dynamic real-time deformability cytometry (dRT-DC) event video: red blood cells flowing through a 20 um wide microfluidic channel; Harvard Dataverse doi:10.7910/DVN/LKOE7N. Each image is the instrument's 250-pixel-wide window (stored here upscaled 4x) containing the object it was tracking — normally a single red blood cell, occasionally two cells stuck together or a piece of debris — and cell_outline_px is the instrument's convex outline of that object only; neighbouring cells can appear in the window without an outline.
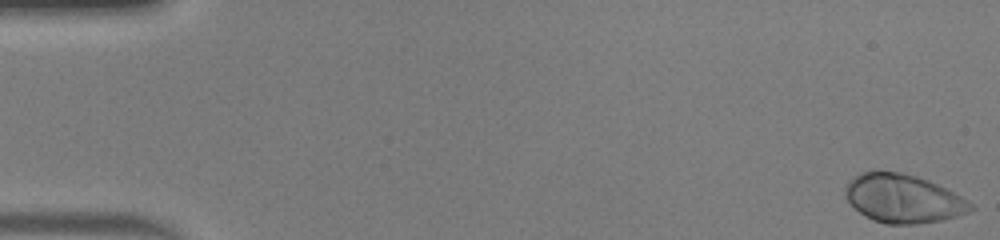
{"species": "human", "species_latin": "Homo sapiens", "temperature_condition": "warm", "stored_images_in_passage": 48, "camera_frame_rate_fps": 3000, "um_per_image_px": 0.085, "donor": {"sex": "male"}, "frame": {"image": 1, "passage_image": 1, "time_ms": 0.0, "image_size_px": [1000, 240], "cell_outline_px": [[976, 208], [968, 212], [956, 216], [940, 220], [916, 224], [884, 224], [864, 216], [844, 196], [844, 188], [860, 172], [872, 168], [900, 172], [916, 176], [928, 180], [960, 196], [972, 204]], "centroid_in_image_um": [76.72, 16.85], "position_along_channel_um": 8.3, "area_um2": 35.49}}
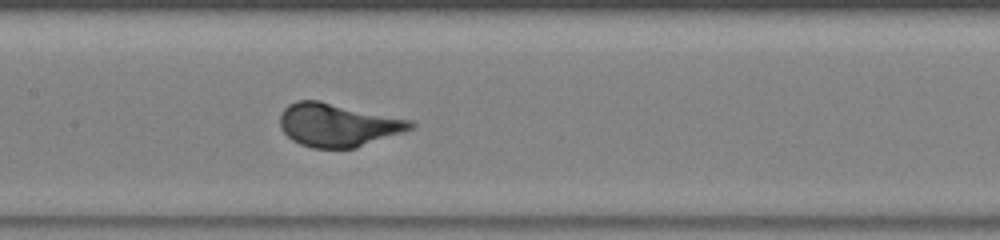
{"frame": {"image": 2, "passage_image": 24, "time_ms": 7.667, "image_size_px": [1000, 240], "cell_outline_px": [[416, 124], [412, 128], [404, 132], [356, 148], [312, 148], [300, 144], [292, 140], [280, 128], [280, 112], [288, 104], [296, 100], [320, 100], [412, 120]], "centroid_in_image_um": [28.71, 10.61], "position_along_channel_um": 178.7, "area_um2": 33.12}}
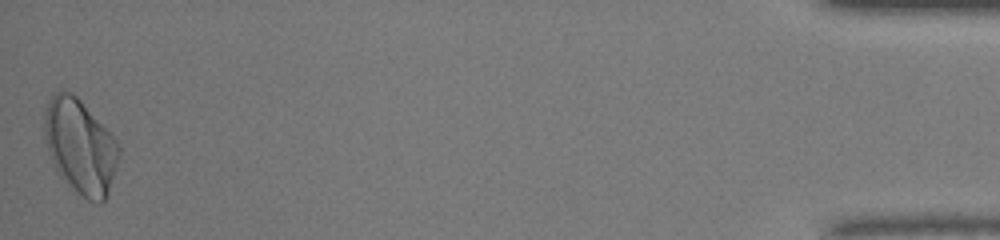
{"frame": {"image": 3, "passage_image": 48, "time_ms": 15.667, "image_size_px": [1000, 240], "cell_outline_px": [[120, 156], [108, 192], [104, 200], [100, 204], [96, 204], [88, 200], [60, 176], [56, 172], [44, 136], [44, 116], [48, 100], [56, 92], [72, 92], [80, 100], [120, 144]], "centroid_in_image_um": [6.83, 12.45], "position_along_channel_um": 428.4, "area_um2": 40.46}, "authors_computed_cell_mechanics": {"area_um2": 32.657, "velocity_mm_per_s": 4.278, "shape_relaxation_time_tau1_ms": 1.9208, "shape_relaxation_time_tau2_ms": null, "deformation_change_tau1": 0.1707, "deformation_change_tau2": null}}